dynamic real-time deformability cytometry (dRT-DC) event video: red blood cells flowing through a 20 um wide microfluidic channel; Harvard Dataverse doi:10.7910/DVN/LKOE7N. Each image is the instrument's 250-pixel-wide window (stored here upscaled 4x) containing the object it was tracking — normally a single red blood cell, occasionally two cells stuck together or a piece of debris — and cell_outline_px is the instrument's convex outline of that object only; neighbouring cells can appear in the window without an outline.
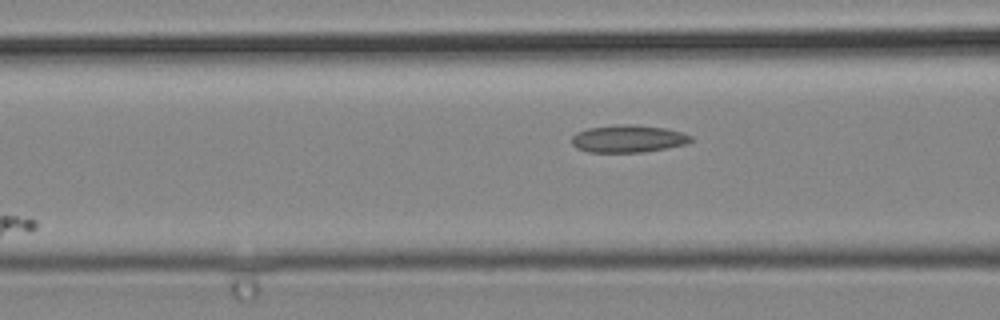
{"species": "common noctule bat (a hibernating species)", "species_latin": "Nyctalus noctula", "temperature_condition": "cold", "stored_images_in_passage": 5, "camera_frame_rate_fps": 3000, "um_per_image_px": 0.085, "animal": {"sex": "male", "body_mass_g": 19.2, "forearm_length_mm": 51.8}, "frame": {"image": 1, "passage_image": 5, "time_ms": 1.333, "image_size_px": [1000, 320], "cell_outline_px": [[692, 140], [688, 144], [644, 152], [588, 152], [576, 148], [572, 144], [572, 136], [576, 132], [588, 128], [624, 124], [632, 124], [664, 128], [684, 132], [692, 136]], "centroid_in_image_um": [53.41, 11.79], "position_along_channel_um": 113.2, "area_um2": 19.13}}